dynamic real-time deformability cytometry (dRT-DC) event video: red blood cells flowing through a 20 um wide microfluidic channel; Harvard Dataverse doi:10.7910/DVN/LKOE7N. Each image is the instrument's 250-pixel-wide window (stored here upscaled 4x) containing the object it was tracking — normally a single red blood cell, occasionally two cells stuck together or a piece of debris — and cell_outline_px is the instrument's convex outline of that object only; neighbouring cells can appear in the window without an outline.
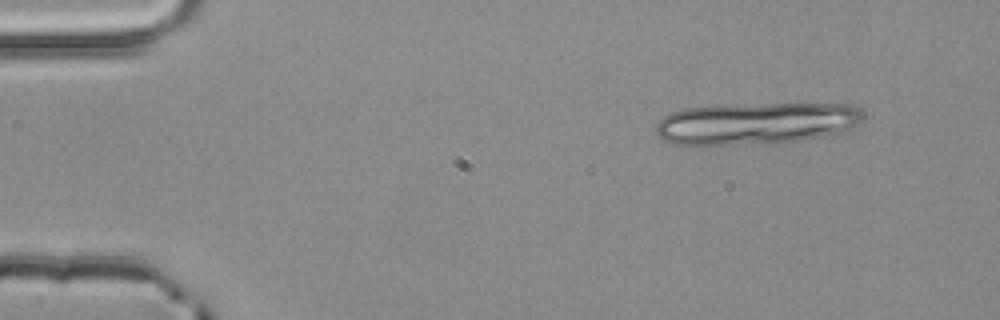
{"species": "common noctule bat (a hibernating species)", "species_latin": "Nyctalus noctula", "temperature_condition": "room temperature", "stored_images_in_passage": 5, "segment_of_instrument_passage": [2, 2], "camera_frame_rate_fps": 3000, "um_per_image_px": 0.085, "animal": {"sex": "male", "body_mass_g": 20.4}, "frame": {"image": 1, "passage_image": 5, "time_ms": 1.333, "image_size_px": [1000, 320], "cell_outline_px": [[864, 116], [856, 124], [840, 132], [824, 136], [796, 140], [700, 148], [676, 144], [664, 140], [656, 132], [656, 124], [664, 116], [672, 112], [684, 108], [768, 104], [852, 104]], "centroid_in_image_um": [64.16, 10.52], "position_along_channel_um": 20.8, "area_um2": 50.46}}